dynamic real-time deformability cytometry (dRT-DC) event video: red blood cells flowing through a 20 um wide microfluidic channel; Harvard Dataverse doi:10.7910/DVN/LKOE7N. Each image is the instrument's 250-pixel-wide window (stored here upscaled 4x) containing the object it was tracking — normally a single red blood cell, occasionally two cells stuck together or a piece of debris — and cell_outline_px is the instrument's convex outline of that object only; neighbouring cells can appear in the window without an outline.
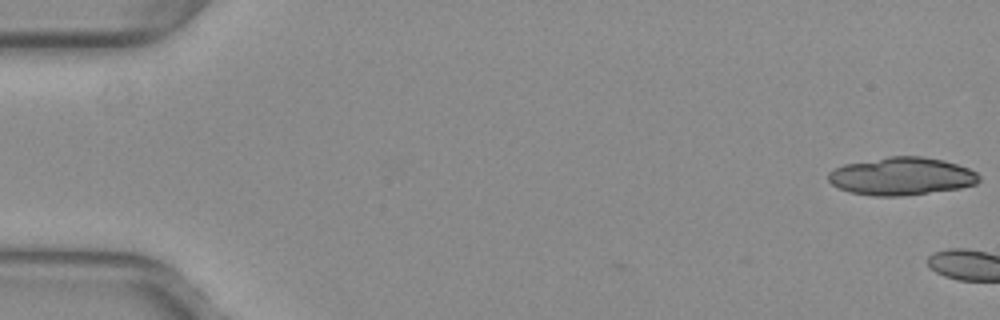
{"species": "common noctule bat (a hibernating species)", "species_latin": "Nyctalus noctula", "temperature_condition": "warm", "stored_images_in_passage": 4, "camera_frame_rate_fps": 3000, "um_per_image_px": 0.085, "animal": {"sex": "female", "body_mass_g": 29.2, "forearm_length_mm": 56.3}, "frame": {"image": 1, "passage_image": 1, "time_ms": 0.0, "image_size_px": [1000, 320], "cell_outline_px": [[980, 180], [976, 184], [960, 188], [900, 196], [876, 196], [848, 192], [832, 184], [828, 180], [828, 172], [844, 164], [888, 156], [920, 156], [944, 160], [968, 168], [976, 172], [980, 176]], "centroid_in_image_um": [76.62, 14.97], "position_along_channel_um": 8.4, "area_um2": 33.18}}